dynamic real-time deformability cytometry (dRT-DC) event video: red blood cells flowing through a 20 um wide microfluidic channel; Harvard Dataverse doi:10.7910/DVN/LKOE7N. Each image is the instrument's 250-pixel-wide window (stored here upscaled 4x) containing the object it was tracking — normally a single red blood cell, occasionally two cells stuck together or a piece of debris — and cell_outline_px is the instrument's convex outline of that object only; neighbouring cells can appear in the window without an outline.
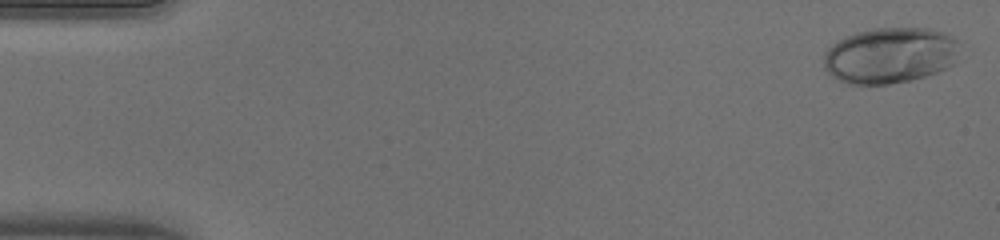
{"species": "human", "species_latin": "Homo sapiens", "temperature_condition": "warm", "stored_images_in_passage": 45, "camera_frame_rate_fps": 3000, "um_per_image_px": 0.085, "donor": {"sex": "male"}, "frame": {"image": 1, "passage_image": 2, "time_ms": 0.333, "image_size_px": [1000, 240], "cell_outline_px": [[956, 40], [952, 64], [948, 68], [924, 76], [908, 80], [888, 84], [848, 84], [832, 76], [824, 68], [824, 52], [832, 44], [856, 32], [872, 28], [928, 28], [944, 32], [952, 36]], "centroid_in_image_um": [75.59, 4.7], "position_along_channel_um": 9.4, "area_um2": 43.75}}
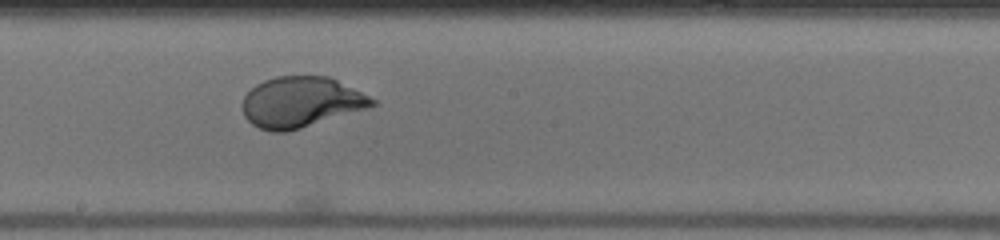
{"frame": {"image": 2, "passage_image": 29, "time_ms": 9.333, "image_size_px": [1000, 240], "cell_outline_px": [[376, 104], [368, 108], [300, 128], [284, 132], [272, 132], [260, 128], [252, 124], [244, 116], [244, 96], [256, 84], [264, 80], [276, 76], [332, 76], [376, 100]], "centroid_in_image_um": [25.6, 8.66], "position_along_channel_um": 222.6, "area_um2": 38.03}}
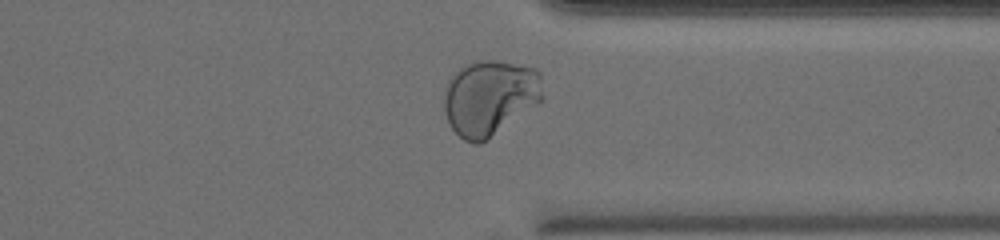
{"frame": {"image": 3, "passage_image": 40, "time_ms": 13.0, "image_size_px": [1000, 240], "cell_outline_px": [[544, 100], [480, 144], [476, 144], [464, 140], [448, 124], [444, 112], [444, 88], [448, 80], [460, 68], [476, 60], [500, 60], [536, 68], [540, 72], [544, 96]], "centroid_in_image_um": [41.65, 8.28], "position_along_channel_um": 369.8, "area_um2": 43.81}, "authors_computed_cell_mechanics": {"area_um2": 39.7086, "velocity_mm_per_s": 4.0402, "shape_relaxation_time_tau1_ms": 3.5601, "shape_relaxation_time_tau2_ms": null, "deformation_change_tau1": 0.2138, "deformation_change_tau2": null}}